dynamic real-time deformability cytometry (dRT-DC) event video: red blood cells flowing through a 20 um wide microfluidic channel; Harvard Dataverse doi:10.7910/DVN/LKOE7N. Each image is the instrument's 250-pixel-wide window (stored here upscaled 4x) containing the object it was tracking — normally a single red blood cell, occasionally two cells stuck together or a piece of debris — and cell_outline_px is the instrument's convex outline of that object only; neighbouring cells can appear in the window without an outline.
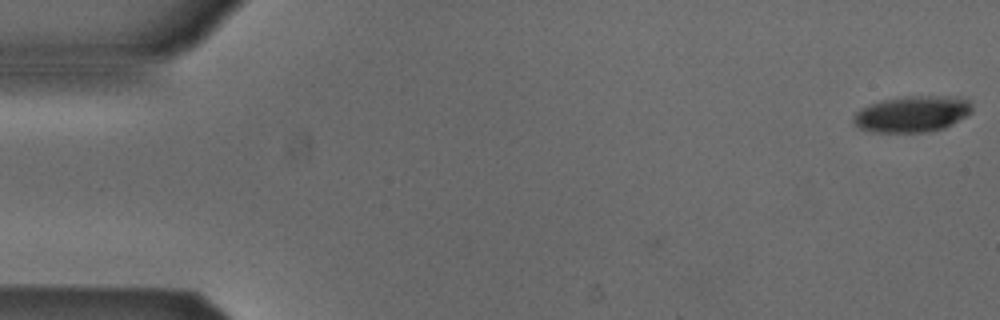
{"species": "Egyptian fruit bat (a non-hibernating species)", "species_latin": "Rousettus aegyptiacus", "temperature_condition": "cold", "stored_images_in_passage": 6, "camera_frame_rate_fps": 3000, "um_per_image_px": 0.085, "animal": {"sex": "male"}, "frame": {"image": 1, "passage_image": 1, "time_ms": 0.0, "image_size_px": [1000, 320], "cell_outline_px": [[972, 112], [952, 124], [944, 128], [928, 132], [872, 132], [860, 128], [852, 124], [852, 116], [860, 108], [884, 100], [908, 96], [956, 96], [968, 100], [972, 104]], "centroid_in_image_um": [77.53, 9.69], "position_along_channel_um": 7.5, "area_um2": 25.09}}